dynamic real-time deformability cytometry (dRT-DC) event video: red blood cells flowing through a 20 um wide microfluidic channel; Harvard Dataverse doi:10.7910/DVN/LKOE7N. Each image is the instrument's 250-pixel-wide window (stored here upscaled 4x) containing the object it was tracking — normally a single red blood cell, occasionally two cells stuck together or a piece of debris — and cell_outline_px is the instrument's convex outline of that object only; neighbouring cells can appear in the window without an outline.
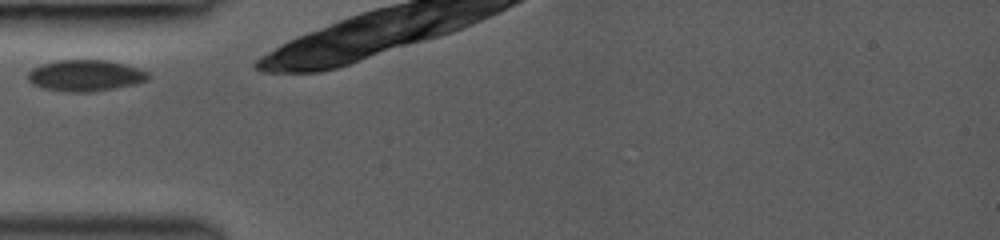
{"species": "common noctule bat (a hibernating species)", "species_latin": "Nyctalus noctula", "temperature_condition": "room temperature", "stored_images_in_passage": 28, "camera_frame_rate_fps": 3000, "um_per_image_px": 0.085, "animal": {"sex": "female", "body_mass_g": 19.0, "forearm_length_mm": 53.3}, "frame": {"image": 1, "passage_image": 1, "time_ms": 0.0, "image_size_px": [1000, 240], "cell_outline_px": [[152, 76], [148, 80], [132, 84], [92, 92], [64, 92], [44, 88], [32, 84], [28, 80], [28, 72], [32, 68], [40, 64], [56, 60], [108, 60], [124, 64], [148, 72]], "centroid_in_image_um": [7.22, 6.42], "position_along_channel_um": 77.8, "area_um2": 21.96}}
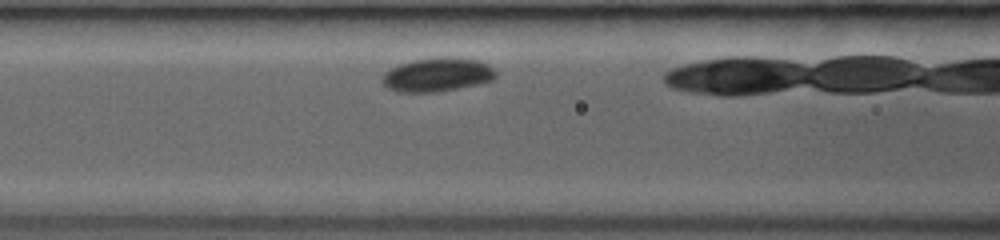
{"frame": {"image": 2, "passage_image": 4, "time_ms": 1.333, "image_size_px": [1000, 240], "cell_outline_px": [[496, 80], [440, 92], [400, 92], [388, 88], [380, 80], [380, 76], [384, 72], [400, 64], [412, 60], [436, 56], [456, 56], [480, 60], [488, 64], [496, 72]], "centroid_in_image_um": [37.19, 6.33], "position_along_channel_um": 129.4, "area_um2": 22.95}}
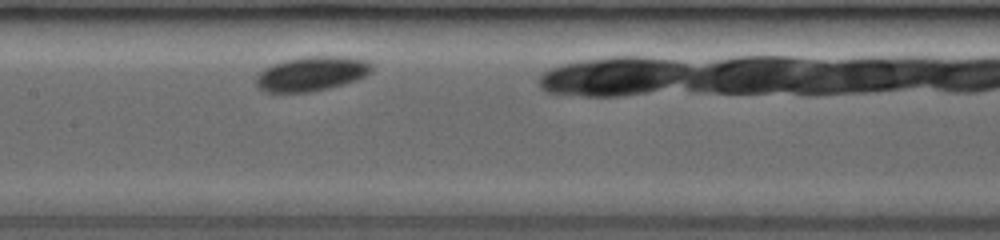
{"frame": {"image": 3, "passage_image": 7, "time_ms": 2.667, "image_size_px": [1000, 240], "cell_outline_px": [[372, 72], [356, 80], [344, 84], [312, 92], [264, 92], [256, 88], [256, 76], [264, 68], [272, 64], [284, 60], [308, 56], [340, 56], [368, 60], [372, 64]], "centroid_in_image_um": [26.47, 6.27], "position_along_channel_um": 180.9, "area_um2": 23.47}}